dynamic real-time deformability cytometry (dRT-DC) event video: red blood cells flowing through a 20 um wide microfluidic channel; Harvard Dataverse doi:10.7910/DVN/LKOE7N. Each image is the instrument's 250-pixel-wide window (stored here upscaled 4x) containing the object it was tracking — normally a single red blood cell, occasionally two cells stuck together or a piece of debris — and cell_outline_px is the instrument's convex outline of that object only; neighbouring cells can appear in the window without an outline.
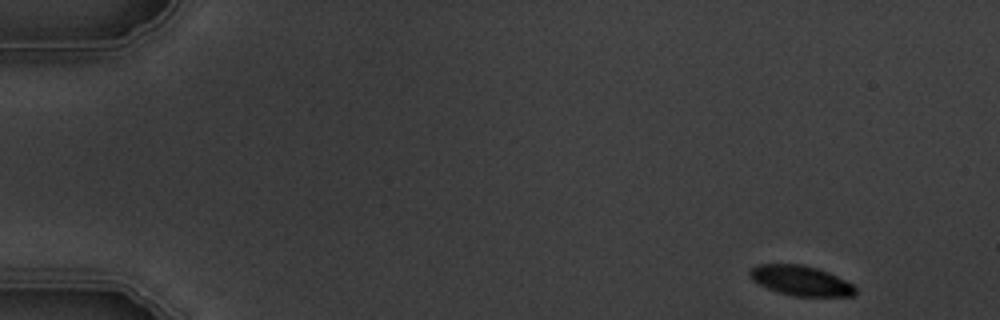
{"species": "common noctule bat (a hibernating species)", "species_latin": "Nyctalus noctula", "temperature_condition": "warm", "stored_images_in_passage": 5, "camera_frame_rate_fps": 3000, "um_per_image_px": 0.085, "animal": {"sex": "male", "body_mass_g": 19.5, "forearm_length_mm": 54.6}, "frame": {"image": 1, "passage_image": 1, "time_ms": 0.0, "image_size_px": [1000, 320], "cell_outline_px": [[856, 292], [852, 296], [796, 296], [780, 292], [768, 288], [752, 280], [748, 276], [748, 272], [756, 264], [800, 264], [816, 268], [828, 272], [852, 284], [856, 288]], "centroid_in_image_um": [68.04, 23.84], "position_along_channel_um": 17.0, "area_um2": 18.21}}
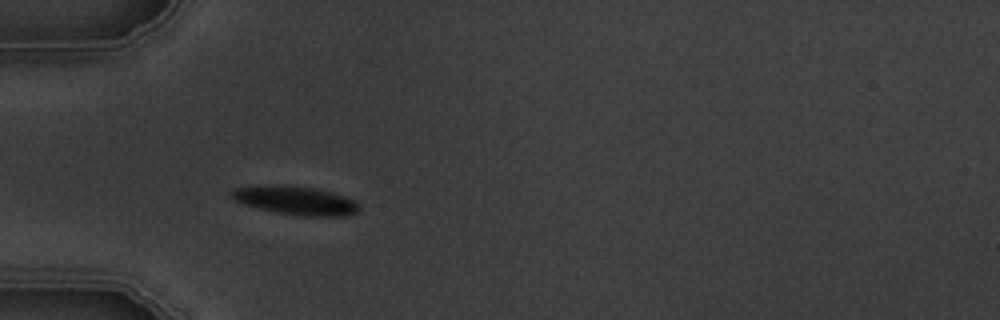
{"frame": {"image": 2, "passage_image": 4, "time_ms": 4.333, "image_size_px": [1000, 320], "cell_outline_px": [[360, 208], [356, 212], [348, 216], [296, 216], [276, 212], [244, 204], [232, 200], [228, 192], [232, 188], [268, 184], [284, 184], [312, 188], [344, 196], [352, 200]], "centroid_in_image_um": [25.02, 17.03], "position_along_channel_um": 60.0, "area_um2": 21.39}}